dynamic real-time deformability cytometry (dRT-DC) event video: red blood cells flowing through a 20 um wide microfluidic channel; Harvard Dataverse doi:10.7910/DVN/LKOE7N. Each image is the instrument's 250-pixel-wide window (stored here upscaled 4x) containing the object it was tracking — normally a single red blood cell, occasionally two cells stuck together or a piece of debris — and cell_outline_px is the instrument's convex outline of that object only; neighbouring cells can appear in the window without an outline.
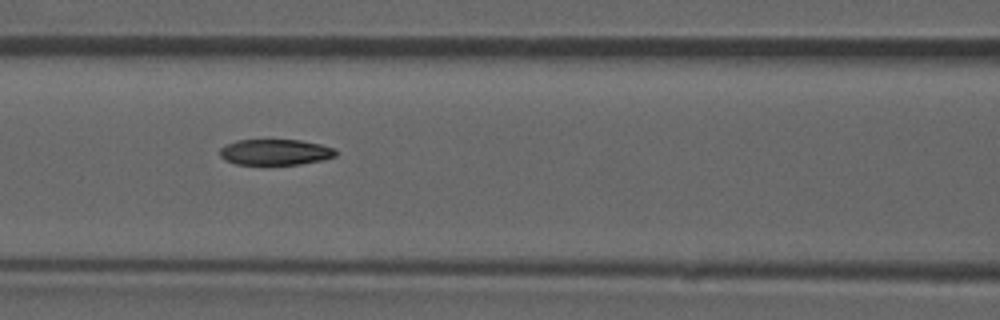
{"species": "common noctule bat (a hibernating species)", "species_latin": "Nyctalus noctula", "temperature_condition": "room temperature", "stored_images_in_passage": 53, "camera_frame_rate_fps": 3000, "um_per_image_px": 0.085, "animal": {"sex": "male", "forearm_length_mm": 52.5}, "frame": {"image": 1, "passage_image": 23, "time_ms": 7.333, "image_size_px": [1000, 320], "cell_outline_px": [[336, 156], [324, 160], [300, 164], [236, 164], [224, 160], [220, 156], [220, 148], [236, 140], [300, 140], [320, 144], [332, 148], [336, 152]], "centroid_in_image_um": [23.39, 12.93], "position_along_channel_um": 143.2, "area_um2": 17.34}, "authors_computed_cell_mechanics": {"area_um2": 18.8428, "velocity_mm_per_s": 3.887, "shape_relaxation_time_tau1_ms": 5.6277, "shape_relaxation_time_tau2_ms": 3.1895, "deformation_change_tau1": 0.1817, "deformation_change_tau2": 0.0949}}